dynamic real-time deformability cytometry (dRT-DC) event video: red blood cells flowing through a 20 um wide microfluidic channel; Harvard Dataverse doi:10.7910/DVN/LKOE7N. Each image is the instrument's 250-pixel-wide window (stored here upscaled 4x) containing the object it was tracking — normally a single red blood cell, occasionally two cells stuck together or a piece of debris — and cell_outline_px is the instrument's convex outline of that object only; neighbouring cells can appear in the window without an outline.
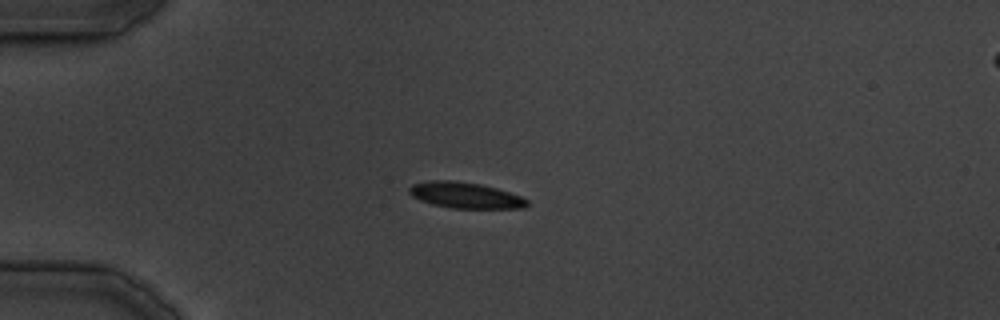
{"species": "common noctule bat (a hibernating species)", "species_latin": "Nyctalus noctula", "temperature_condition": "cold", "stored_images_in_passage": 23, "camera_frame_rate_fps": 3000, "um_per_image_px": 0.085, "animal": {"sex": "male", "body_mass_g": 19.5, "forearm_length_mm": 54.6}, "frame": {"image": 1, "passage_image": 7, "time_ms": 7.667, "image_size_px": [1000, 320], "cell_outline_px": [[528, 204], [524, 208], [452, 208], [432, 204], [420, 200], [412, 196], [408, 192], [408, 188], [412, 184], [428, 180], [456, 180], [480, 184], [496, 188], [520, 196], [528, 200]], "centroid_in_image_um": [39.51, 16.59], "position_along_channel_um": 45.5, "area_um2": 17.86}}